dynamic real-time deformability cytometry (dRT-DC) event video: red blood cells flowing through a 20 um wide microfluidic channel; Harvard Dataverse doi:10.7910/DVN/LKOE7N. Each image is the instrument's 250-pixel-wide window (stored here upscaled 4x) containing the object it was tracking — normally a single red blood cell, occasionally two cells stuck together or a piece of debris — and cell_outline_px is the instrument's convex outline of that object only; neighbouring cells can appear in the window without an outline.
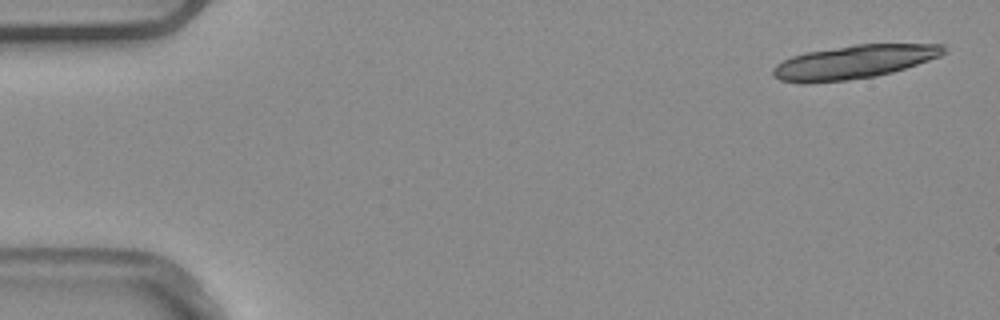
{"species": "common noctule bat (a hibernating species)", "species_latin": "Nyctalus noctula", "temperature_condition": "warm", "stored_images_in_passage": 5, "camera_frame_rate_fps": 3000, "um_per_image_px": 0.085, "animal": {"sex": "male", "body_mass_g": 20.4}, "frame": {"image": 1, "passage_image": 1, "time_ms": 0.0, "image_size_px": [1000, 320], "cell_outline_px": [[948, 48], [940, 56], [892, 72], [876, 76], [848, 80], [808, 84], [804, 84], [780, 80], [772, 76], [772, 68], [776, 64], [792, 56], [808, 52], [856, 44], [944, 44]], "centroid_in_image_um": [72.54, 5.28], "position_along_channel_um": 12.5, "area_um2": 33.35}}